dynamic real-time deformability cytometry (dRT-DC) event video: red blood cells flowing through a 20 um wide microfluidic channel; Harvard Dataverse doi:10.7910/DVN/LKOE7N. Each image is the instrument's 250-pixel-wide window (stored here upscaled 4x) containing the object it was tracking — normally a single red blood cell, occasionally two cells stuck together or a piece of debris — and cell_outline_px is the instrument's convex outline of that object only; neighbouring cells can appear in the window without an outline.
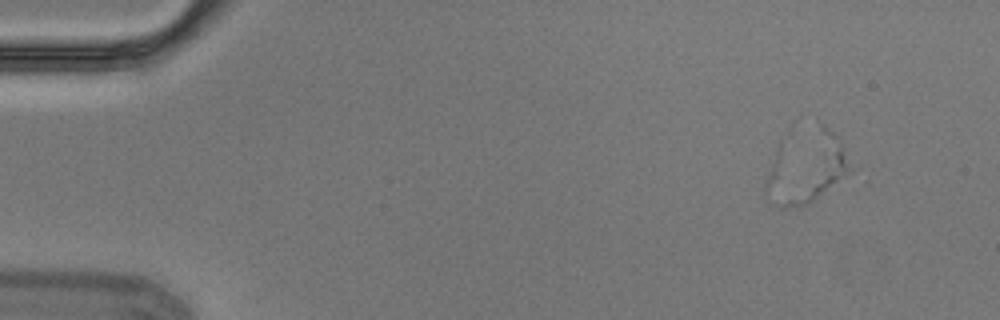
{"species": "Egyptian fruit bat (a non-hibernating species)", "species_latin": "Rousettus aegyptiacus", "temperature_condition": "cold", "stored_images_in_passage": 8, "camera_frame_rate_fps": 3000, "um_per_image_px": 0.085, "animal": {"sex": "male"}, "frame": {"image": 1, "passage_image": 2, "time_ms": 0.333, "image_size_px": [1000, 320], "cell_outline_px": [[844, 172], [808, 204], [788, 208], [780, 208], [776, 204], [840, 144], [844, 160]], "centroid_in_image_um": [69.31, 15.38], "position_along_channel_um": 15.7, "area_um2": 11.79}}